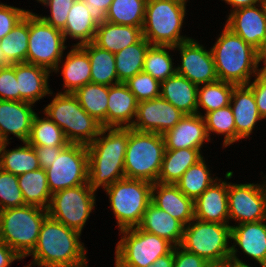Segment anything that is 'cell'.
Masks as SVG:
<instances>
[{"mask_svg":"<svg viewBox=\"0 0 266 267\" xmlns=\"http://www.w3.org/2000/svg\"><path fill=\"white\" fill-rule=\"evenodd\" d=\"M81 233L47 216L40 228L38 240L28 255L33 261L26 267H77L88 260Z\"/></svg>","mask_w":266,"mask_h":267,"instance_id":"6da1fadb","label":"cell"},{"mask_svg":"<svg viewBox=\"0 0 266 267\" xmlns=\"http://www.w3.org/2000/svg\"><path fill=\"white\" fill-rule=\"evenodd\" d=\"M128 134L129 128L102 127L99 135L87 145L88 183L95 191L125 177Z\"/></svg>","mask_w":266,"mask_h":267,"instance_id":"7a4b0ae2","label":"cell"},{"mask_svg":"<svg viewBox=\"0 0 266 267\" xmlns=\"http://www.w3.org/2000/svg\"><path fill=\"white\" fill-rule=\"evenodd\" d=\"M211 52L219 81L236 86L248 85L251 75L259 74L256 49L226 25Z\"/></svg>","mask_w":266,"mask_h":267,"instance_id":"3957f363","label":"cell"},{"mask_svg":"<svg viewBox=\"0 0 266 267\" xmlns=\"http://www.w3.org/2000/svg\"><path fill=\"white\" fill-rule=\"evenodd\" d=\"M47 209L33 205L0 210V240L22 259L36 246Z\"/></svg>","mask_w":266,"mask_h":267,"instance_id":"277c9868","label":"cell"},{"mask_svg":"<svg viewBox=\"0 0 266 267\" xmlns=\"http://www.w3.org/2000/svg\"><path fill=\"white\" fill-rule=\"evenodd\" d=\"M165 152L162 134L129 128L124 160L126 178L157 182Z\"/></svg>","mask_w":266,"mask_h":267,"instance_id":"5b68a950","label":"cell"},{"mask_svg":"<svg viewBox=\"0 0 266 267\" xmlns=\"http://www.w3.org/2000/svg\"><path fill=\"white\" fill-rule=\"evenodd\" d=\"M72 144L89 145L99 135L102 125L90 116L72 93H57L43 109Z\"/></svg>","mask_w":266,"mask_h":267,"instance_id":"8992f818","label":"cell"},{"mask_svg":"<svg viewBox=\"0 0 266 267\" xmlns=\"http://www.w3.org/2000/svg\"><path fill=\"white\" fill-rule=\"evenodd\" d=\"M186 5L173 0H147L143 37L151 45L172 46L190 40L181 35Z\"/></svg>","mask_w":266,"mask_h":267,"instance_id":"52a82bcc","label":"cell"},{"mask_svg":"<svg viewBox=\"0 0 266 267\" xmlns=\"http://www.w3.org/2000/svg\"><path fill=\"white\" fill-rule=\"evenodd\" d=\"M151 182L122 178L105 188L119 230L138 227L152 199Z\"/></svg>","mask_w":266,"mask_h":267,"instance_id":"ba28073f","label":"cell"},{"mask_svg":"<svg viewBox=\"0 0 266 267\" xmlns=\"http://www.w3.org/2000/svg\"><path fill=\"white\" fill-rule=\"evenodd\" d=\"M231 225L191 220L184 228L180 246L208 263L230 258Z\"/></svg>","mask_w":266,"mask_h":267,"instance_id":"9c48e42d","label":"cell"},{"mask_svg":"<svg viewBox=\"0 0 266 267\" xmlns=\"http://www.w3.org/2000/svg\"><path fill=\"white\" fill-rule=\"evenodd\" d=\"M120 232L123 236L115 247V263L119 267H147L174 248L168 240L147 233L139 227Z\"/></svg>","mask_w":266,"mask_h":267,"instance_id":"30bf717a","label":"cell"},{"mask_svg":"<svg viewBox=\"0 0 266 267\" xmlns=\"http://www.w3.org/2000/svg\"><path fill=\"white\" fill-rule=\"evenodd\" d=\"M65 39L60 29L45 22L40 15L29 11V46L27 63L57 72L66 49Z\"/></svg>","mask_w":266,"mask_h":267,"instance_id":"8fae6325","label":"cell"},{"mask_svg":"<svg viewBox=\"0 0 266 267\" xmlns=\"http://www.w3.org/2000/svg\"><path fill=\"white\" fill-rule=\"evenodd\" d=\"M95 192L86 183L52 194L48 216L81 233L95 207Z\"/></svg>","mask_w":266,"mask_h":267,"instance_id":"7c38bea8","label":"cell"},{"mask_svg":"<svg viewBox=\"0 0 266 267\" xmlns=\"http://www.w3.org/2000/svg\"><path fill=\"white\" fill-rule=\"evenodd\" d=\"M45 171L51 194L88 183L87 146L69 143Z\"/></svg>","mask_w":266,"mask_h":267,"instance_id":"4fadbf2b","label":"cell"},{"mask_svg":"<svg viewBox=\"0 0 266 267\" xmlns=\"http://www.w3.org/2000/svg\"><path fill=\"white\" fill-rule=\"evenodd\" d=\"M174 49L181 54V65H177L176 73L198 86L218 81L211 49L206 50L193 38L180 43Z\"/></svg>","mask_w":266,"mask_h":267,"instance_id":"5bb4252c","label":"cell"},{"mask_svg":"<svg viewBox=\"0 0 266 267\" xmlns=\"http://www.w3.org/2000/svg\"><path fill=\"white\" fill-rule=\"evenodd\" d=\"M229 220L239 224L264 220L263 185L228 183Z\"/></svg>","mask_w":266,"mask_h":267,"instance_id":"9a60e30c","label":"cell"},{"mask_svg":"<svg viewBox=\"0 0 266 267\" xmlns=\"http://www.w3.org/2000/svg\"><path fill=\"white\" fill-rule=\"evenodd\" d=\"M184 115L173 104L161 97L141 101L138 102L136 119L131 128L163 135L173 128Z\"/></svg>","mask_w":266,"mask_h":267,"instance_id":"2e32d148","label":"cell"},{"mask_svg":"<svg viewBox=\"0 0 266 267\" xmlns=\"http://www.w3.org/2000/svg\"><path fill=\"white\" fill-rule=\"evenodd\" d=\"M259 6L253 5L232 11L225 24L255 49L266 41V4Z\"/></svg>","mask_w":266,"mask_h":267,"instance_id":"e0dca14e","label":"cell"},{"mask_svg":"<svg viewBox=\"0 0 266 267\" xmlns=\"http://www.w3.org/2000/svg\"><path fill=\"white\" fill-rule=\"evenodd\" d=\"M32 106L26 101L0 100V138L3 142H8L9 133L27 142L36 115Z\"/></svg>","mask_w":266,"mask_h":267,"instance_id":"ac0fdd59","label":"cell"},{"mask_svg":"<svg viewBox=\"0 0 266 267\" xmlns=\"http://www.w3.org/2000/svg\"><path fill=\"white\" fill-rule=\"evenodd\" d=\"M165 149H201L203 142H209L206 124L202 113L184 115L170 130L163 134Z\"/></svg>","mask_w":266,"mask_h":267,"instance_id":"d6986e66","label":"cell"},{"mask_svg":"<svg viewBox=\"0 0 266 267\" xmlns=\"http://www.w3.org/2000/svg\"><path fill=\"white\" fill-rule=\"evenodd\" d=\"M231 246L230 257H236L238 247L251 257L259 265L266 266V223L265 220L242 223L231 226Z\"/></svg>","mask_w":266,"mask_h":267,"instance_id":"ffe728a7","label":"cell"},{"mask_svg":"<svg viewBox=\"0 0 266 267\" xmlns=\"http://www.w3.org/2000/svg\"><path fill=\"white\" fill-rule=\"evenodd\" d=\"M215 181L194 200V218L203 222L229 224L228 183Z\"/></svg>","mask_w":266,"mask_h":267,"instance_id":"44dd1931","label":"cell"},{"mask_svg":"<svg viewBox=\"0 0 266 267\" xmlns=\"http://www.w3.org/2000/svg\"><path fill=\"white\" fill-rule=\"evenodd\" d=\"M230 106L235 120L237 142L249 137L257 121L263 118L259 114L253 91L248 85L234 87Z\"/></svg>","mask_w":266,"mask_h":267,"instance_id":"7402d4cb","label":"cell"},{"mask_svg":"<svg viewBox=\"0 0 266 267\" xmlns=\"http://www.w3.org/2000/svg\"><path fill=\"white\" fill-rule=\"evenodd\" d=\"M151 202L185 226L194 219V200L186 197L175 184L153 183Z\"/></svg>","mask_w":266,"mask_h":267,"instance_id":"603a6c76","label":"cell"},{"mask_svg":"<svg viewBox=\"0 0 266 267\" xmlns=\"http://www.w3.org/2000/svg\"><path fill=\"white\" fill-rule=\"evenodd\" d=\"M138 101L125 83L109 86L107 127L131 128Z\"/></svg>","mask_w":266,"mask_h":267,"instance_id":"cb8c5ba5","label":"cell"},{"mask_svg":"<svg viewBox=\"0 0 266 267\" xmlns=\"http://www.w3.org/2000/svg\"><path fill=\"white\" fill-rule=\"evenodd\" d=\"M50 71L44 67L27 62L15 64V76L18 90L20 91V101L34 104L46 95H52L49 88L48 79Z\"/></svg>","mask_w":266,"mask_h":267,"instance_id":"d4e9b609","label":"cell"},{"mask_svg":"<svg viewBox=\"0 0 266 267\" xmlns=\"http://www.w3.org/2000/svg\"><path fill=\"white\" fill-rule=\"evenodd\" d=\"M138 227L147 233L168 240L174 246H180L185 225L151 202Z\"/></svg>","mask_w":266,"mask_h":267,"instance_id":"484cf974","label":"cell"},{"mask_svg":"<svg viewBox=\"0 0 266 267\" xmlns=\"http://www.w3.org/2000/svg\"><path fill=\"white\" fill-rule=\"evenodd\" d=\"M160 97L185 115L197 114L198 85L175 73L161 82Z\"/></svg>","mask_w":266,"mask_h":267,"instance_id":"4316f807","label":"cell"},{"mask_svg":"<svg viewBox=\"0 0 266 267\" xmlns=\"http://www.w3.org/2000/svg\"><path fill=\"white\" fill-rule=\"evenodd\" d=\"M143 37L142 27L113 24L105 21L98 25L93 43L111 53L137 43Z\"/></svg>","mask_w":266,"mask_h":267,"instance_id":"83f0119b","label":"cell"},{"mask_svg":"<svg viewBox=\"0 0 266 267\" xmlns=\"http://www.w3.org/2000/svg\"><path fill=\"white\" fill-rule=\"evenodd\" d=\"M72 47L66 55L61 72L65 90L59 93L73 94L77 89L91 83V66L87 52L81 46Z\"/></svg>","mask_w":266,"mask_h":267,"instance_id":"f1b7e54d","label":"cell"},{"mask_svg":"<svg viewBox=\"0 0 266 267\" xmlns=\"http://www.w3.org/2000/svg\"><path fill=\"white\" fill-rule=\"evenodd\" d=\"M201 149H165L157 182L175 184L184 172L203 158Z\"/></svg>","mask_w":266,"mask_h":267,"instance_id":"f546056e","label":"cell"},{"mask_svg":"<svg viewBox=\"0 0 266 267\" xmlns=\"http://www.w3.org/2000/svg\"><path fill=\"white\" fill-rule=\"evenodd\" d=\"M98 25L93 21L83 0H76L69 11L65 27L61 30L67 37L79 40L74 46L93 42Z\"/></svg>","mask_w":266,"mask_h":267,"instance_id":"4dcf8cb0","label":"cell"},{"mask_svg":"<svg viewBox=\"0 0 266 267\" xmlns=\"http://www.w3.org/2000/svg\"><path fill=\"white\" fill-rule=\"evenodd\" d=\"M87 52L91 66V83L111 86L119 83L114 53L96 46L93 42L81 45Z\"/></svg>","mask_w":266,"mask_h":267,"instance_id":"1f68e13d","label":"cell"},{"mask_svg":"<svg viewBox=\"0 0 266 267\" xmlns=\"http://www.w3.org/2000/svg\"><path fill=\"white\" fill-rule=\"evenodd\" d=\"M18 185L26 205L38 206L43 209L48 208L52 194L48 186L45 169L39 168L18 175Z\"/></svg>","mask_w":266,"mask_h":267,"instance_id":"d6a6232c","label":"cell"},{"mask_svg":"<svg viewBox=\"0 0 266 267\" xmlns=\"http://www.w3.org/2000/svg\"><path fill=\"white\" fill-rule=\"evenodd\" d=\"M108 94L109 86L95 83H88L73 93L80 106L102 127H107Z\"/></svg>","mask_w":266,"mask_h":267,"instance_id":"836d02e7","label":"cell"},{"mask_svg":"<svg viewBox=\"0 0 266 267\" xmlns=\"http://www.w3.org/2000/svg\"><path fill=\"white\" fill-rule=\"evenodd\" d=\"M8 144L3 142L1 147L0 169L18 176L40 168L36 152L28 142L12 150L6 149Z\"/></svg>","mask_w":266,"mask_h":267,"instance_id":"e575fe53","label":"cell"},{"mask_svg":"<svg viewBox=\"0 0 266 267\" xmlns=\"http://www.w3.org/2000/svg\"><path fill=\"white\" fill-rule=\"evenodd\" d=\"M150 45L151 44L142 37L137 43L114 54L119 83H125L131 77L143 71L145 54Z\"/></svg>","mask_w":266,"mask_h":267,"instance_id":"d590c367","label":"cell"},{"mask_svg":"<svg viewBox=\"0 0 266 267\" xmlns=\"http://www.w3.org/2000/svg\"><path fill=\"white\" fill-rule=\"evenodd\" d=\"M29 46V12L0 40V48L6 57V66L26 62Z\"/></svg>","mask_w":266,"mask_h":267,"instance_id":"8d00e7d4","label":"cell"},{"mask_svg":"<svg viewBox=\"0 0 266 267\" xmlns=\"http://www.w3.org/2000/svg\"><path fill=\"white\" fill-rule=\"evenodd\" d=\"M147 0H113L106 21L113 24L143 27Z\"/></svg>","mask_w":266,"mask_h":267,"instance_id":"74e56055","label":"cell"},{"mask_svg":"<svg viewBox=\"0 0 266 267\" xmlns=\"http://www.w3.org/2000/svg\"><path fill=\"white\" fill-rule=\"evenodd\" d=\"M215 181H218V178H211L210 170L202 158L189 167L175 185L186 197L195 200Z\"/></svg>","mask_w":266,"mask_h":267,"instance_id":"f35d334b","label":"cell"},{"mask_svg":"<svg viewBox=\"0 0 266 267\" xmlns=\"http://www.w3.org/2000/svg\"><path fill=\"white\" fill-rule=\"evenodd\" d=\"M236 85L224 82L216 81L214 83L203 84L202 88L198 86L197 94V114L202 107L206 112H212L222 107L230 105L231 95Z\"/></svg>","mask_w":266,"mask_h":267,"instance_id":"ab89813d","label":"cell"},{"mask_svg":"<svg viewBox=\"0 0 266 267\" xmlns=\"http://www.w3.org/2000/svg\"><path fill=\"white\" fill-rule=\"evenodd\" d=\"M167 49L174 50V47L150 45L144 58L143 72L160 83L176 73V66H173V58Z\"/></svg>","mask_w":266,"mask_h":267,"instance_id":"60d3db41","label":"cell"},{"mask_svg":"<svg viewBox=\"0 0 266 267\" xmlns=\"http://www.w3.org/2000/svg\"><path fill=\"white\" fill-rule=\"evenodd\" d=\"M27 142L31 146H67L69 142L65 138L62 129L47 115L38 117L37 113L33 119L30 136Z\"/></svg>","mask_w":266,"mask_h":267,"instance_id":"b9f144b4","label":"cell"},{"mask_svg":"<svg viewBox=\"0 0 266 267\" xmlns=\"http://www.w3.org/2000/svg\"><path fill=\"white\" fill-rule=\"evenodd\" d=\"M202 116L205 120L209 139L212 133L224 135L223 147L225 148L236 142L235 120L230 105L204 113Z\"/></svg>","mask_w":266,"mask_h":267,"instance_id":"7bdbcfd3","label":"cell"},{"mask_svg":"<svg viewBox=\"0 0 266 267\" xmlns=\"http://www.w3.org/2000/svg\"><path fill=\"white\" fill-rule=\"evenodd\" d=\"M26 205L18 176L0 169V210Z\"/></svg>","mask_w":266,"mask_h":267,"instance_id":"ee69618b","label":"cell"},{"mask_svg":"<svg viewBox=\"0 0 266 267\" xmlns=\"http://www.w3.org/2000/svg\"><path fill=\"white\" fill-rule=\"evenodd\" d=\"M125 84L138 102L160 97L161 83L143 71L131 77Z\"/></svg>","mask_w":266,"mask_h":267,"instance_id":"f6af8a7d","label":"cell"},{"mask_svg":"<svg viewBox=\"0 0 266 267\" xmlns=\"http://www.w3.org/2000/svg\"><path fill=\"white\" fill-rule=\"evenodd\" d=\"M76 0H43L41 3L50 7V16H40L54 28L62 30L67 22L69 11Z\"/></svg>","mask_w":266,"mask_h":267,"instance_id":"bcb514c9","label":"cell"},{"mask_svg":"<svg viewBox=\"0 0 266 267\" xmlns=\"http://www.w3.org/2000/svg\"><path fill=\"white\" fill-rule=\"evenodd\" d=\"M0 100L20 101L15 64L0 67Z\"/></svg>","mask_w":266,"mask_h":267,"instance_id":"7dc6e473","label":"cell"},{"mask_svg":"<svg viewBox=\"0 0 266 267\" xmlns=\"http://www.w3.org/2000/svg\"><path fill=\"white\" fill-rule=\"evenodd\" d=\"M29 10L0 3V40L25 17Z\"/></svg>","mask_w":266,"mask_h":267,"instance_id":"c3c4849f","label":"cell"},{"mask_svg":"<svg viewBox=\"0 0 266 267\" xmlns=\"http://www.w3.org/2000/svg\"><path fill=\"white\" fill-rule=\"evenodd\" d=\"M208 262L183 249L181 246H174V267H206Z\"/></svg>","mask_w":266,"mask_h":267,"instance_id":"681fc988","label":"cell"},{"mask_svg":"<svg viewBox=\"0 0 266 267\" xmlns=\"http://www.w3.org/2000/svg\"><path fill=\"white\" fill-rule=\"evenodd\" d=\"M248 86L252 89L259 114L266 119V76L257 74Z\"/></svg>","mask_w":266,"mask_h":267,"instance_id":"f907efd6","label":"cell"},{"mask_svg":"<svg viewBox=\"0 0 266 267\" xmlns=\"http://www.w3.org/2000/svg\"><path fill=\"white\" fill-rule=\"evenodd\" d=\"M91 18L97 25L106 21V13L113 0H83Z\"/></svg>","mask_w":266,"mask_h":267,"instance_id":"816d5d0a","label":"cell"},{"mask_svg":"<svg viewBox=\"0 0 266 267\" xmlns=\"http://www.w3.org/2000/svg\"><path fill=\"white\" fill-rule=\"evenodd\" d=\"M66 146H33L36 155L38 157V162L40 168L46 169L51 164L55 158L58 157L59 153L65 148Z\"/></svg>","mask_w":266,"mask_h":267,"instance_id":"f5cc1de1","label":"cell"},{"mask_svg":"<svg viewBox=\"0 0 266 267\" xmlns=\"http://www.w3.org/2000/svg\"><path fill=\"white\" fill-rule=\"evenodd\" d=\"M22 260L6 243L0 240V267H9L15 260Z\"/></svg>","mask_w":266,"mask_h":267,"instance_id":"db71d44e","label":"cell"},{"mask_svg":"<svg viewBox=\"0 0 266 267\" xmlns=\"http://www.w3.org/2000/svg\"><path fill=\"white\" fill-rule=\"evenodd\" d=\"M225 3L232 6V11L245 8L253 5L266 4V0H223Z\"/></svg>","mask_w":266,"mask_h":267,"instance_id":"11a10c76","label":"cell"},{"mask_svg":"<svg viewBox=\"0 0 266 267\" xmlns=\"http://www.w3.org/2000/svg\"><path fill=\"white\" fill-rule=\"evenodd\" d=\"M147 267H174V248L169 254L159 257Z\"/></svg>","mask_w":266,"mask_h":267,"instance_id":"9f6ffc18","label":"cell"},{"mask_svg":"<svg viewBox=\"0 0 266 267\" xmlns=\"http://www.w3.org/2000/svg\"><path fill=\"white\" fill-rule=\"evenodd\" d=\"M257 69H258V73L261 75L266 76V41H264L257 49ZM263 62V67L262 68H258V64L260 62Z\"/></svg>","mask_w":266,"mask_h":267,"instance_id":"6f0895ef","label":"cell"},{"mask_svg":"<svg viewBox=\"0 0 266 267\" xmlns=\"http://www.w3.org/2000/svg\"><path fill=\"white\" fill-rule=\"evenodd\" d=\"M228 267H251L242 260H240L237 256L228 258ZM262 267H266L263 266Z\"/></svg>","mask_w":266,"mask_h":267,"instance_id":"680465c9","label":"cell"},{"mask_svg":"<svg viewBox=\"0 0 266 267\" xmlns=\"http://www.w3.org/2000/svg\"><path fill=\"white\" fill-rule=\"evenodd\" d=\"M206 267H228V259L223 262L208 263Z\"/></svg>","mask_w":266,"mask_h":267,"instance_id":"91938a15","label":"cell"},{"mask_svg":"<svg viewBox=\"0 0 266 267\" xmlns=\"http://www.w3.org/2000/svg\"><path fill=\"white\" fill-rule=\"evenodd\" d=\"M6 66V57L3 50L0 48V67Z\"/></svg>","mask_w":266,"mask_h":267,"instance_id":"94428289","label":"cell"},{"mask_svg":"<svg viewBox=\"0 0 266 267\" xmlns=\"http://www.w3.org/2000/svg\"><path fill=\"white\" fill-rule=\"evenodd\" d=\"M263 197H264V220L266 221V184L264 185V183H263Z\"/></svg>","mask_w":266,"mask_h":267,"instance_id":"6125c7cd","label":"cell"},{"mask_svg":"<svg viewBox=\"0 0 266 267\" xmlns=\"http://www.w3.org/2000/svg\"><path fill=\"white\" fill-rule=\"evenodd\" d=\"M173 1H176V2H179L181 4L186 5V3H187L188 0H173Z\"/></svg>","mask_w":266,"mask_h":267,"instance_id":"be15d7a7","label":"cell"},{"mask_svg":"<svg viewBox=\"0 0 266 267\" xmlns=\"http://www.w3.org/2000/svg\"><path fill=\"white\" fill-rule=\"evenodd\" d=\"M77 267H88V266H87V262H86L85 264L80 265V266H77Z\"/></svg>","mask_w":266,"mask_h":267,"instance_id":"e7e4bbea","label":"cell"},{"mask_svg":"<svg viewBox=\"0 0 266 267\" xmlns=\"http://www.w3.org/2000/svg\"><path fill=\"white\" fill-rule=\"evenodd\" d=\"M3 141L0 138V152H1V147H2Z\"/></svg>","mask_w":266,"mask_h":267,"instance_id":"03108f58","label":"cell"}]
</instances>
